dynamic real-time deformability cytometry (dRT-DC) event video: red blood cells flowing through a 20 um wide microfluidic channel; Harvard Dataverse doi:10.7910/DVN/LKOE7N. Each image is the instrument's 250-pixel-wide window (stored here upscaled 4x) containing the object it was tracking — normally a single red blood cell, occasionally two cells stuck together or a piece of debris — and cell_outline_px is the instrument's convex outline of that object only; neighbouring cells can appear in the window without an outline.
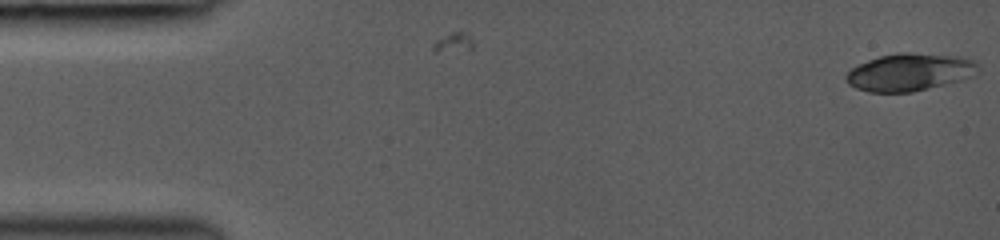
{"species": "common noctule bat (a hibernating species)", "species_latin": "Nyctalus noctula", "temperature_condition": "room temperature", "stored_images_in_passage": 2, "camera_frame_rate_fps": 3000, "um_per_image_px": 0.085, "animal": {"sex": "female", "body_mass_g": 19.0, "forearm_length_mm": 53.3}, "frame": {"image": 1, "passage_image": 2, "time_ms": 0.333, "image_size_px": [1000, 240], "cell_outline_px": [[980, 72], [972, 76], [960, 80], [912, 92], [868, 92], [856, 88], [848, 84], [844, 76], [852, 68], [868, 60], [880, 56], [900, 52], [908, 52], [964, 56], [972, 60], [980, 68]], "centroid_in_image_um": [77.34, 6.12], "position_along_channel_um": 7.7, "area_um2": 28.9}}